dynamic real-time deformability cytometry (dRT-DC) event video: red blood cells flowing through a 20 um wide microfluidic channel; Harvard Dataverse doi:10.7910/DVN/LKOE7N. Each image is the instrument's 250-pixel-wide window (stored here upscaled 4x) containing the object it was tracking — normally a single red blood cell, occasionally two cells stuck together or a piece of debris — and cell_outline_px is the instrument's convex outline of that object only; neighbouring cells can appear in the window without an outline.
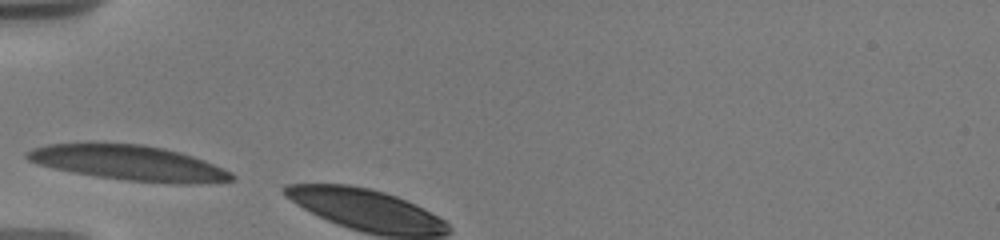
{"species": "human", "species_latin": "Homo sapiens", "temperature_condition": "warm", "stored_images_in_passage": 2, "camera_frame_rate_fps": 3000, "um_per_image_px": 0.085, "donor": {"sex": "male"}, "frame": {"image": 1, "passage_image": 1, "time_ms": 0.0, "image_size_px": [1000, 240], "cell_outline_px": [[236, 176], [232, 180], [196, 184], [176, 184], [128, 180], [96, 176], [72, 172], [36, 164], [28, 160], [24, 156], [24, 152], [32, 148], [48, 144], [144, 144], [164, 148], [192, 156], [204, 160], [232, 172]], "centroid_in_image_um": [10.96, 13.86], "position_along_channel_um": 74.0, "area_um2": 41.56}}